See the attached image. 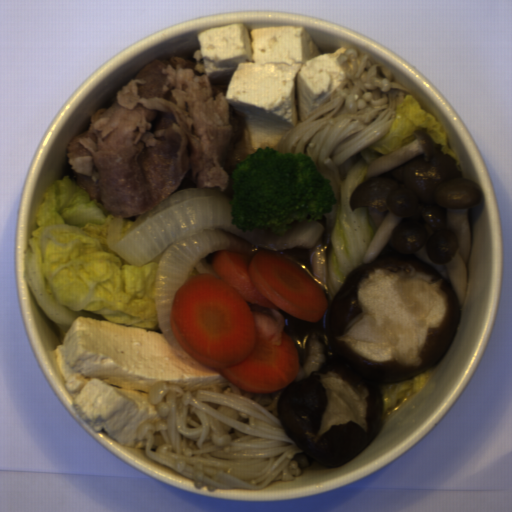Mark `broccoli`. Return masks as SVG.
Listing matches in <instances>:
<instances>
[{
  "label": "broccoli",
  "instance_id": "obj_1",
  "mask_svg": "<svg viewBox=\"0 0 512 512\" xmlns=\"http://www.w3.org/2000/svg\"><path fill=\"white\" fill-rule=\"evenodd\" d=\"M231 225L284 236L293 222L318 221L337 203L332 181L311 156L281 153L266 145L247 155L231 171Z\"/></svg>",
  "mask_w": 512,
  "mask_h": 512
}]
</instances>
